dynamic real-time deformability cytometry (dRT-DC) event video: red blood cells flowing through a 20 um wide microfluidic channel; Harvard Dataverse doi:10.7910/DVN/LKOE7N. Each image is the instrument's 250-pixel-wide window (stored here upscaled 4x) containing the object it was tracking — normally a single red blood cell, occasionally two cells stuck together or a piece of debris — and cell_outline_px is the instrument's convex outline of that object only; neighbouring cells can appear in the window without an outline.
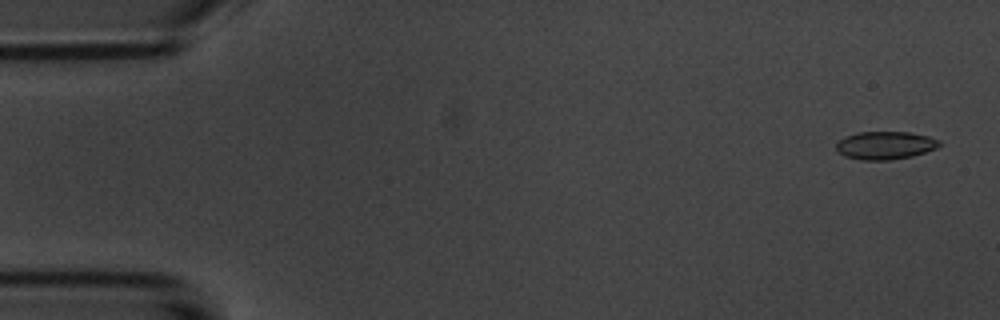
{"species": "common noctule bat (a hibernating species)", "species_latin": "Nyctalus noctula", "temperature_condition": "room temperature", "stored_images_in_passage": 6, "camera_frame_rate_fps": 3000, "um_per_image_px": 0.085, "animal": {"sex": "male", "body_mass_g": 20.1, "forearm_length_mm": 53.5}, "frame": {"image": 1, "passage_image": 1, "time_ms": 0.0, "image_size_px": [1000, 320], "cell_outline_px": [[940, 144], [936, 148], [912, 156], [888, 160], [860, 160], [844, 156], [836, 148], [836, 140], [844, 136], [860, 132], [908, 132], [928, 136], [940, 140]], "centroid_in_image_um": [75.2, 12.35], "position_along_channel_um": 9.8, "area_um2": 16.82}}
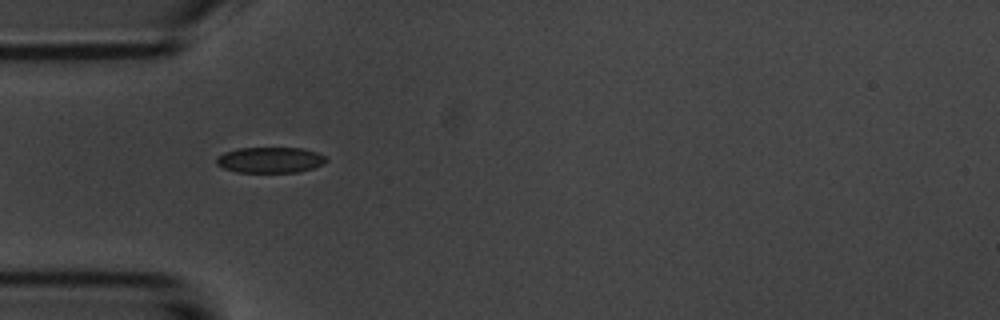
{"frame": {"image": 2, "passage_image": 5, "time_ms": 4.667, "image_size_px": [1000, 320], "cell_outline_px": [[328, 160], [324, 164], [312, 168], [296, 172], [236, 172], [224, 168], [216, 164], [216, 156], [224, 152], [240, 148], [304, 148], [316, 152], [324, 156]], "centroid_in_image_um": [22.95, 13.59], "position_along_channel_um": 62.1, "area_um2": 16.47}}